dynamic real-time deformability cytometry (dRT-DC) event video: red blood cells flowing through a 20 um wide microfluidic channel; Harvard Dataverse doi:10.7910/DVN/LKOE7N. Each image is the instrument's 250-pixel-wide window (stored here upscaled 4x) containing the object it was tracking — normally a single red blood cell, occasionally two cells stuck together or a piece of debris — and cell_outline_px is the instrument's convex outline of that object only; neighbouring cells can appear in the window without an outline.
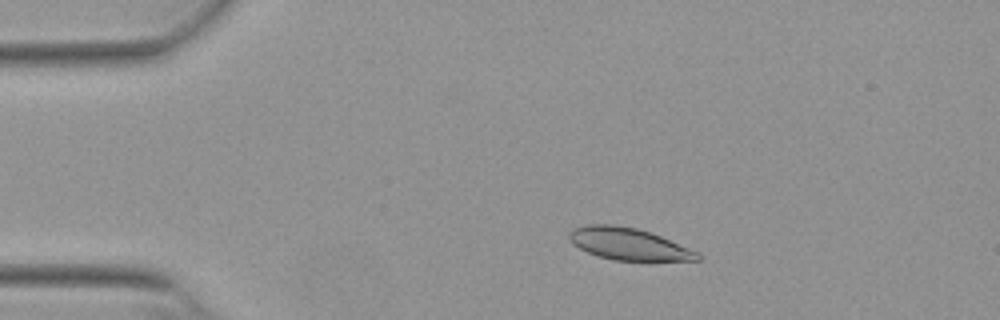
{"species": "Egyptian fruit bat (a non-hibernating species)", "species_latin": "Rousettus aegyptiacus", "temperature_condition": "warm", "stored_images_in_passage": 48, "camera_frame_rate_fps": 3000, "um_per_image_px": 0.085, "animal": {"sex": "female"}, "frame": {"image": 1, "passage_image": 5, "time_ms": 1.333, "image_size_px": [1000, 320], "cell_outline_px": [[704, 256], [700, 260], [612, 260], [596, 256], [572, 244], [568, 236], [568, 232], [572, 228], [588, 224], [612, 224], [636, 228], [660, 236], [700, 252]], "centroid_in_image_um": [53.42, 20.73], "position_along_channel_um": 31.6, "area_um2": 23.99}}
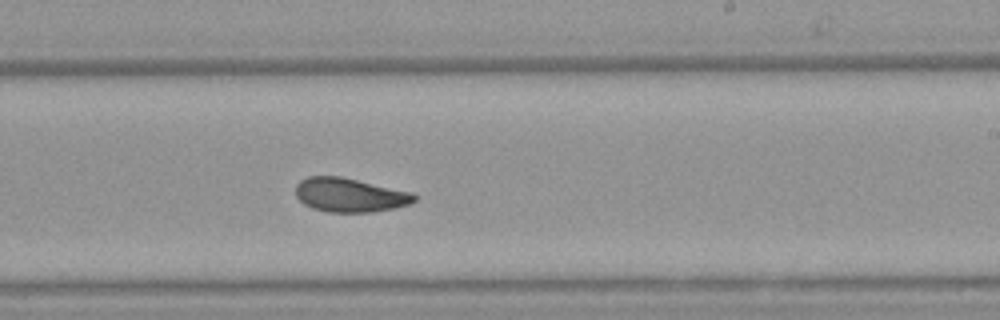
{"frame": {"image": 2, "passage_image": 27, "time_ms": 8.667, "image_size_px": [1000, 320], "cell_outline_px": [[416, 200], [412, 204], [396, 208], [372, 212], [328, 212], [312, 208], [304, 204], [296, 196], [296, 184], [300, 180], [308, 176], [340, 176], [412, 192], [416, 196]], "centroid_in_image_um": [29.74, 16.58], "position_along_channel_um": 259.3, "area_um2": 23.64}}
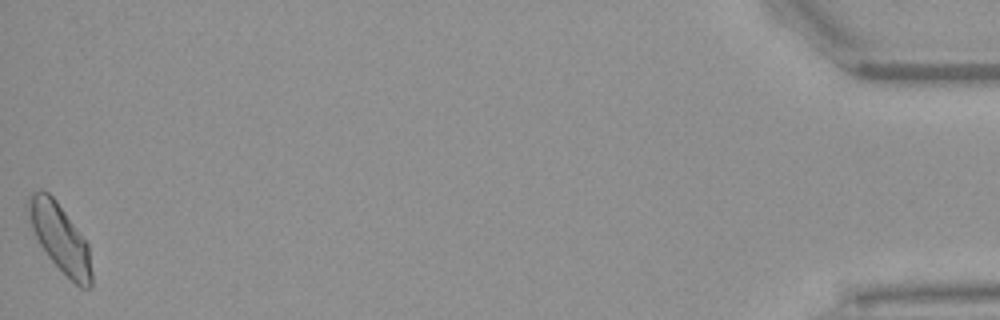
{"frame": {"image": 3, "passage_image": 48, "time_ms": 15.667, "image_size_px": [1000, 320], "cell_outline_px": [[92, 288], [80, 288], [48, 256], [40, 244], [32, 228], [28, 208], [28, 196], [32, 192], [40, 188], [44, 188], [56, 200], [88, 244], [92, 272]], "centroid_in_image_um": [5.11, 20.21], "position_along_channel_um": 430.1, "area_um2": 24.62}, "authors_computed_cell_mechanics": {"area_um2": 23.9292, "velocity_mm_per_s": 3.8293, "shape_relaxation_time_tau1_ms": 7.5958, "shape_relaxation_time_tau2_ms": 1.9314, "deformation_change_tau1": 0.1601, "deformation_change_tau2": 0.0659}}